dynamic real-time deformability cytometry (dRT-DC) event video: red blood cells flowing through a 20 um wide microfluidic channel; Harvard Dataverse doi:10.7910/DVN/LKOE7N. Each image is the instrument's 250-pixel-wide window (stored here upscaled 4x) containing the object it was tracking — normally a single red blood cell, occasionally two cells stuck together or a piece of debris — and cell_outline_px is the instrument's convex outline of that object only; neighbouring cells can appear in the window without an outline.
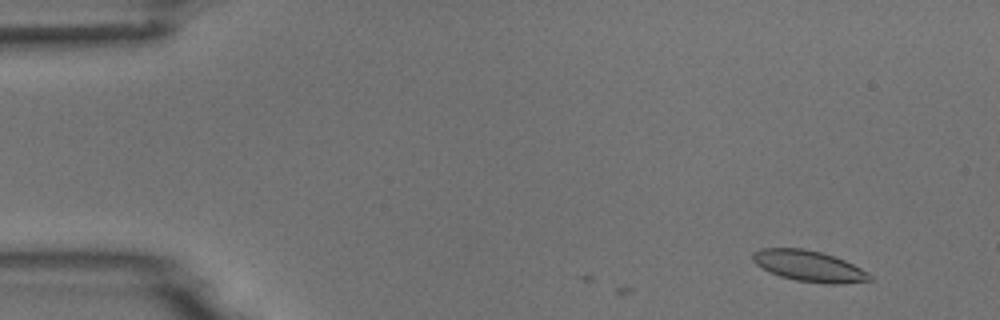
{"species": "common noctule bat (a hibernating species)", "species_latin": "Nyctalus noctula", "temperature_condition": "room temperature", "stored_images_in_passage": 5, "camera_frame_rate_fps": 3000, "um_per_image_px": 0.085, "animal": {"sex": "male", "body_mass_g": 18.8}, "frame": {"image": 1, "passage_image": 1, "time_ms": 0.0, "image_size_px": [1000, 320], "cell_outline_px": [[872, 280], [840, 284], [828, 284], [796, 280], [780, 276], [756, 264], [752, 260], [752, 252], [760, 248], [804, 248], [820, 252], [844, 260], [868, 272], [872, 276]], "centroid_in_image_um": [68.76, 22.61], "position_along_channel_um": 16.2, "area_um2": 20.92}}
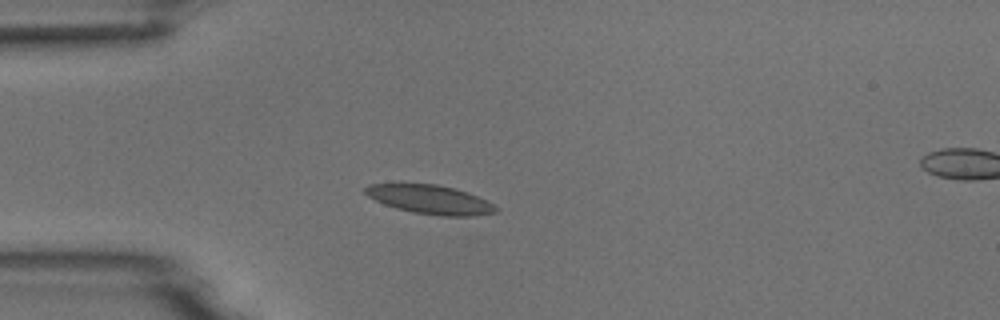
{"frame": {"image": 2, "passage_image": 4, "time_ms": 3.333, "image_size_px": [1000, 320], "cell_outline_px": [[500, 208], [496, 212], [476, 216], [440, 216], [412, 212], [396, 208], [384, 204], [368, 196], [364, 192], [364, 188], [368, 184], [436, 184], [456, 188], [468, 192]], "centroid_in_image_um": [36.57, 16.96], "position_along_channel_um": 48.4, "area_um2": 21.96}}